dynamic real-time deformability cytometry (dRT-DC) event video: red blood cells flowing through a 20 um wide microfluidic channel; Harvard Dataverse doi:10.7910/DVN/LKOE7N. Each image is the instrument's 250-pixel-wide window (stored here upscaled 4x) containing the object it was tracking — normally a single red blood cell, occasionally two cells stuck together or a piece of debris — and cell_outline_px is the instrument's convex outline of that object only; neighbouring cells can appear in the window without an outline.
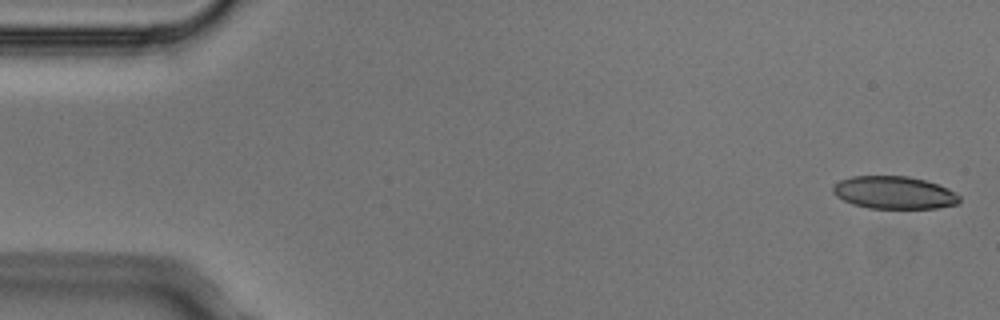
{"species": "Egyptian fruit bat (a non-hibernating species)", "species_latin": "Rousettus aegyptiacus", "temperature_condition": "cold", "stored_images_in_passage": 4, "camera_frame_rate_fps": 3000, "um_per_image_px": 0.085, "animal": {"sex": "male"}, "frame": {"image": 1, "passage_image": 1, "time_ms": 0.0, "image_size_px": [1000, 320], "cell_outline_px": [[960, 200], [956, 204], [936, 208], [868, 208], [852, 204], [836, 196], [832, 192], [832, 184], [840, 180], [852, 176], [908, 176], [924, 180], [948, 188], [960, 196]], "centroid_in_image_um": [75.96, 16.37], "position_along_channel_um": 9.0, "area_um2": 24.04}}
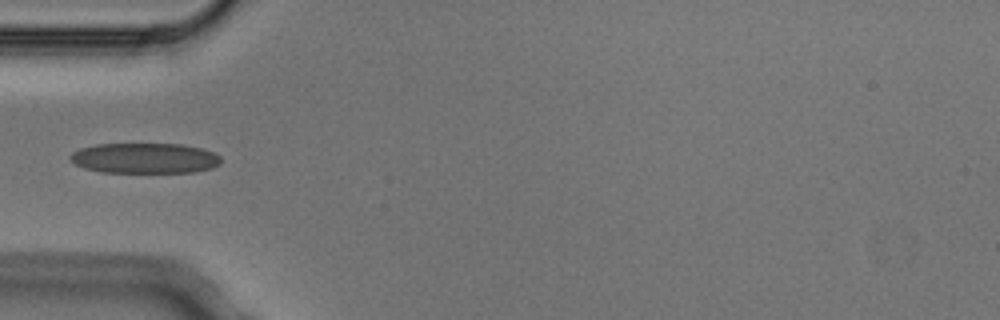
{"frame": {"image": 2, "passage_image": 4, "time_ms": 1.0, "image_size_px": [1000, 320], "cell_outline_px": [[220, 164], [212, 168], [196, 172], [100, 172], [84, 168], [76, 164], [68, 156], [72, 152], [80, 148], [96, 144], [180, 144], [200, 148], [212, 152], [220, 156]], "centroid_in_image_um": [12.29, 13.45], "position_along_channel_um": 72.7, "area_um2": 26.65}}